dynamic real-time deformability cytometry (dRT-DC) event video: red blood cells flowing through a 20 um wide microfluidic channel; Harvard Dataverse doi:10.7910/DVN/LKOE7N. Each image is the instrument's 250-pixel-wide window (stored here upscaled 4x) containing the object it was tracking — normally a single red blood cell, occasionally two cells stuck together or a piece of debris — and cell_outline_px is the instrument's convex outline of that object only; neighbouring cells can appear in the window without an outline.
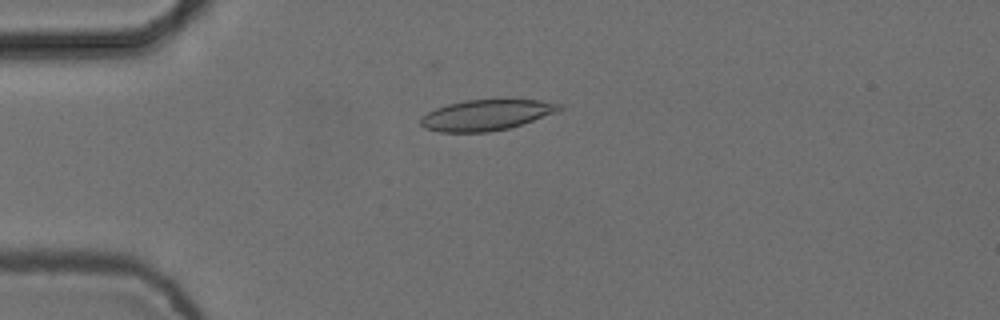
{"species": "common noctule bat (a hibernating species)", "species_latin": "Nyctalus noctula", "temperature_condition": "cold", "stored_images_in_passage": 4, "camera_frame_rate_fps": 3000, "um_per_image_px": 0.085, "animal": {"sex": "female", "body_mass_g": 24.6, "forearm_length_mm": 56.2}, "frame": {"image": 1, "passage_image": 4, "time_ms": 1.0, "image_size_px": [1000, 320], "cell_outline_px": [[564, 108], [560, 112], [508, 128], [488, 132], [440, 132], [424, 128], [420, 124], [420, 116], [436, 108], [448, 104], [464, 100], [496, 96], [504, 96], [540, 100], [564, 104]], "centroid_in_image_um": [41.43, 9.71], "position_along_channel_um": 43.6, "area_um2": 26.18}}